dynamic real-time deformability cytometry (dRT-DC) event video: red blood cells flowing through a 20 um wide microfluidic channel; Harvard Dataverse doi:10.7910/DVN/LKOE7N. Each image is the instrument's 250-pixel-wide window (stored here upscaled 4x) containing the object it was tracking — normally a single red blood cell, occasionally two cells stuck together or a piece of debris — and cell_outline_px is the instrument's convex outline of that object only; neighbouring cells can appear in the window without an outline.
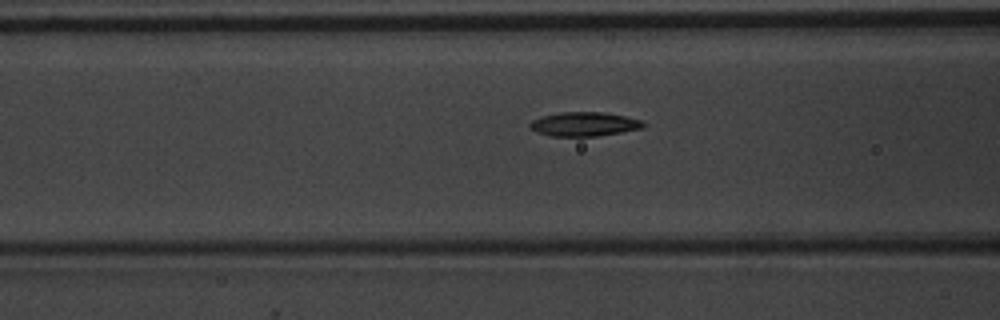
{"species": "common noctule bat (a hibernating species)", "species_latin": "Nyctalus noctula", "temperature_condition": "warm", "stored_images_in_passage": 39, "camera_frame_rate_fps": 3000, "um_per_image_px": 0.085, "animal": {"sex": "male", "body_mass_g": 20.1, "forearm_length_mm": 53.5}, "frame": {"image": 1, "passage_image": 8, "time_ms": 2.333, "image_size_px": [1000, 320], "cell_outline_px": [[644, 128], [596, 136], [552, 136], [536, 132], [528, 128], [528, 124], [532, 120], [544, 116], [560, 112], [604, 112], [624, 116], [640, 120], [644, 124]], "centroid_in_image_um": [49.61, 10.55], "position_along_channel_um": 117.0, "area_um2": 15.84}}
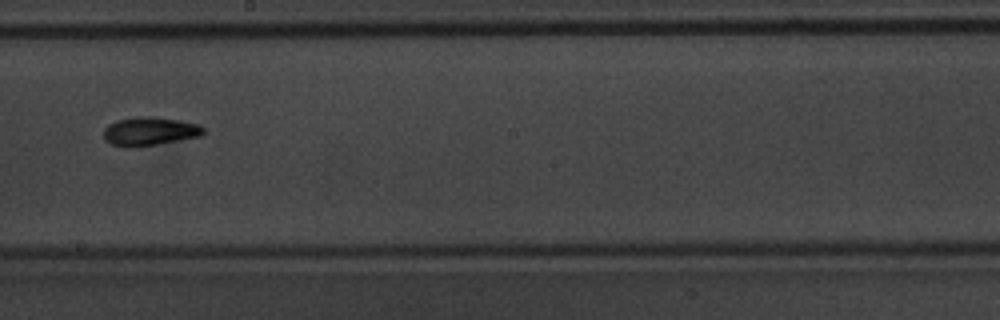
{"frame": {"image": 2, "passage_image": 17, "time_ms": 5.333, "image_size_px": [1000, 320], "cell_outline_px": [[204, 132], [200, 136], [156, 144], [128, 148], [124, 148], [112, 144], [104, 140], [104, 128], [108, 124], [116, 120], [140, 116], [152, 116], [180, 120], [200, 124], [204, 128]], "centroid_in_image_um": [12.69, 11.15], "position_along_channel_um": 235.5, "area_um2": 16.7}}
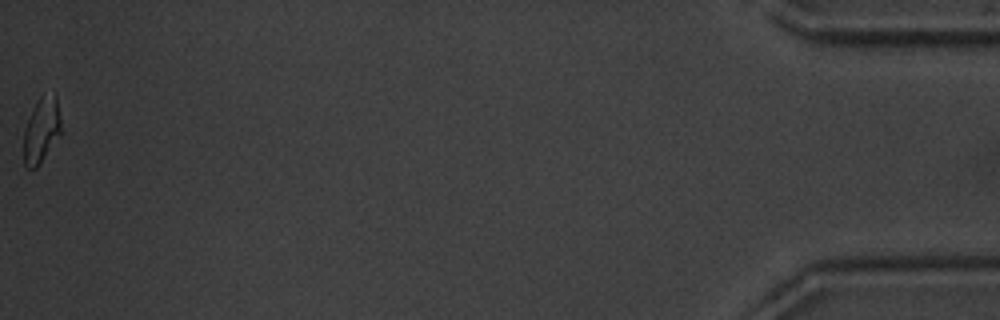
{"frame": {"image": 3, "passage_image": 39, "time_ms": 12.667, "image_size_px": [1000, 320], "cell_outline_px": [[60, 132], [40, 164], [36, 168], [28, 168], [24, 164], [24, 128], [32, 108], [36, 100], [40, 96], [56, 96], [60, 116]], "centroid_in_image_um": [3.49, 11.07], "position_along_channel_um": 431.7, "area_um2": 13.87}, "authors_computed_cell_mechanics": {"area_um2": 15.5482, "velocity_mm_per_s": 3.952, "shape_relaxation_time_tau1_ms": 3.7102, "shape_relaxation_time_tau2_ms": 2.8802, "deformation_change_tau1": 0.1557, "deformation_change_tau2": 0.0949}}